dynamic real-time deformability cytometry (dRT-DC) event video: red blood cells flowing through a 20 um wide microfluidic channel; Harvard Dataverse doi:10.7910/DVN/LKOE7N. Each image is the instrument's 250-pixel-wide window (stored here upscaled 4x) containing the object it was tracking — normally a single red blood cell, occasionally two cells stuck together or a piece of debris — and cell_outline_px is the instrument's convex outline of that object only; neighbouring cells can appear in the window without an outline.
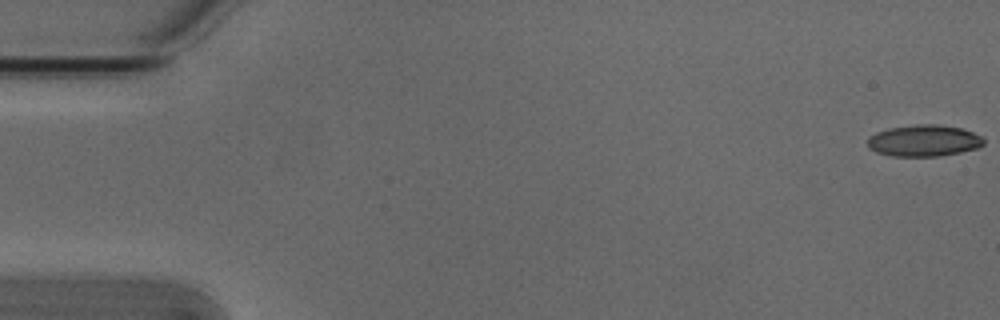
{"species": "Egyptian fruit bat (a non-hibernating species)", "species_latin": "Rousettus aegyptiacus", "temperature_condition": "cold", "stored_images_in_passage": 54, "camera_frame_rate_fps": 3000, "um_per_image_px": 0.085, "animal": {"sex": "male"}, "frame": {"image": 1, "passage_image": 1, "time_ms": 0.0, "image_size_px": [1000, 320], "cell_outline_px": [[984, 144], [980, 148], [940, 156], [892, 156], [876, 152], [868, 148], [868, 136], [876, 132], [888, 128], [916, 124], [936, 124], [960, 128], [984, 136]], "centroid_in_image_um": [78.54, 11.95], "position_along_channel_um": 6.5, "area_um2": 21.56}}
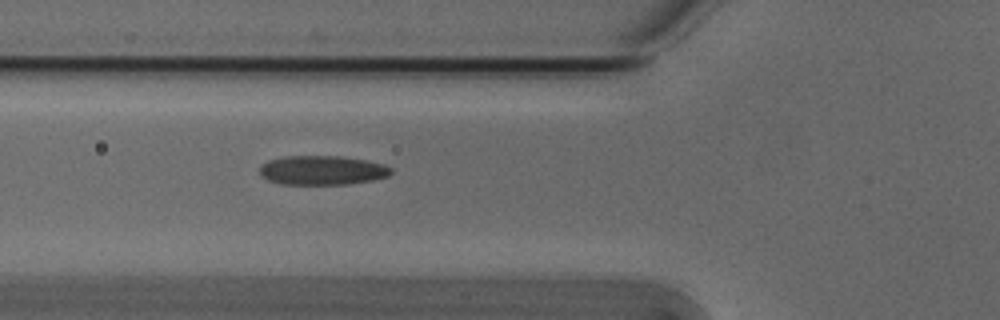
{"frame": {"image": 2, "passage_image": 20, "time_ms": 6.333, "image_size_px": [1000, 320], "cell_outline_px": [[392, 172], [388, 176], [372, 180], [348, 184], [280, 184], [268, 180], [260, 172], [260, 168], [268, 160], [288, 156], [340, 156], [364, 160], [384, 164], [392, 168]], "centroid_in_image_um": [27.42, 14.47], "position_along_channel_um": 98.4, "area_um2": 22.2}}
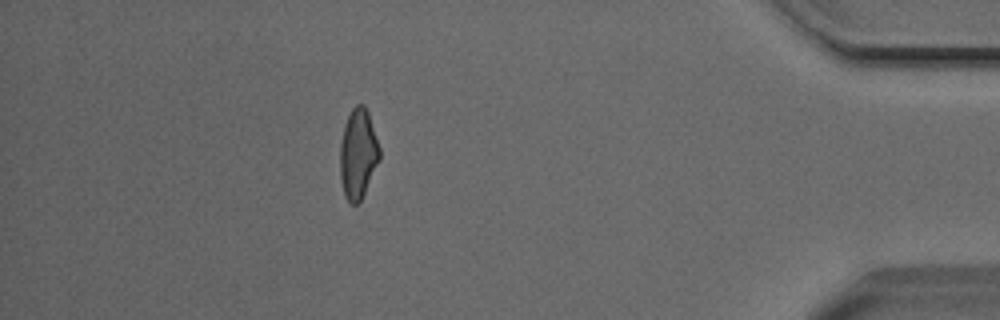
{"frame": {"image": 3, "passage_image": 48, "time_ms": 15.667, "image_size_px": [1000, 320], "cell_outline_px": [[380, 160], [360, 200], [356, 204], [348, 204], [344, 196], [340, 180], [340, 144], [344, 124], [352, 108], [356, 104], [364, 104], [368, 112], [380, 148]], "centroid_in_image_um": [30.42, 13.08], "position_along_channel_um": 404.8, "area_um2": 20.81}, "authors_computed_cell_mechanics": {"area_um2": 21.7617, "velocity_mm_per_s": 3.8167, "shape_relaxation_time_tau1_ms": 9.0572, "shape_relaxation_time_tau2_ms": 2.7163, "deformation_change_tau1": 0.1959, "deformation_change_tau2": 0.1003}}